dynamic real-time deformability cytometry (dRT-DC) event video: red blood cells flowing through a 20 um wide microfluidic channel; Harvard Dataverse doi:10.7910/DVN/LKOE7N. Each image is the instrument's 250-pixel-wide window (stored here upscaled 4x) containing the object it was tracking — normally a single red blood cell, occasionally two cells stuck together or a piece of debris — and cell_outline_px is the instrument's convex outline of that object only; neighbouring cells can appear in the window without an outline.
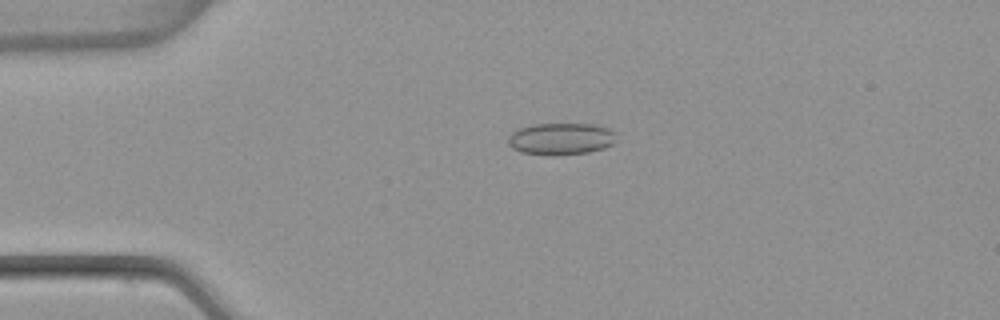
{"species": "common noctule bat (a hibernating species)", "species_latin": "Nyctalus noctula", "temperature_condition": "warm", "stored_images_in_passage": 53, "camera_frame_rate_fps": 3000, "um_per_image_px": 0.085, "animal": {"sex": "female", "body_mass_g": 22.7, "forearm_length_mm": 54.2}, "frame": {"image": 1, "passage_image": 12, "time_ms": 3.667, "image_size_px": [1000, 320], "cell_outline_px": [[616, 140], [612, 144], [604, 148], [588, 152], [556, 156], [552, 156], [520, 152], [512, 148], [508, 144], [508, 136], [512, 132], [520, 128], [536, 124], [592, 124], [608, 128], [616, 132]], "centroid_in_image_um": [47.68, 11.81], "position_along_channel_um": 37.3, "area_um2": 20.29}}
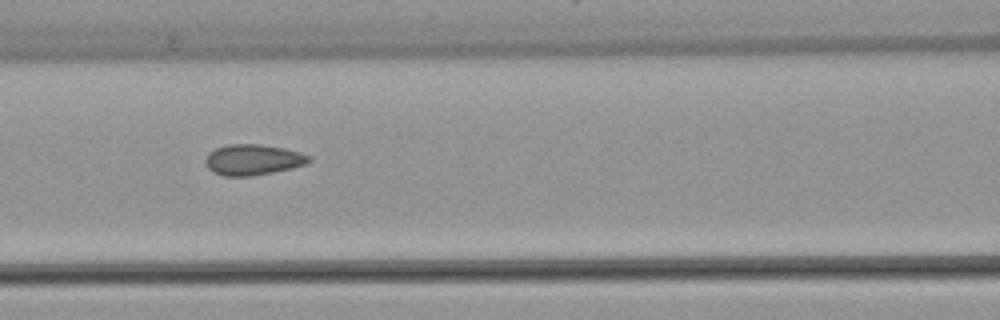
{"frame": {"image": 2, "passage_image": 23, "time_ms": 7.333, "image_size_px": [1000, 320], "cell_outline_px": [[312, 160], [308, 164], [292, 168], [272, 172], [248, 176], [224, 176], [212, 172], [208, 168], [204, 160], [208, 152], [216, 148], [228, 144], [260, 144], [284, 148], [300, 152], [312, 156]], "centroid_in_image_um": [21.51, 13.57], "position_along_channel_um": 145.1, "area_um2": 18.73}}
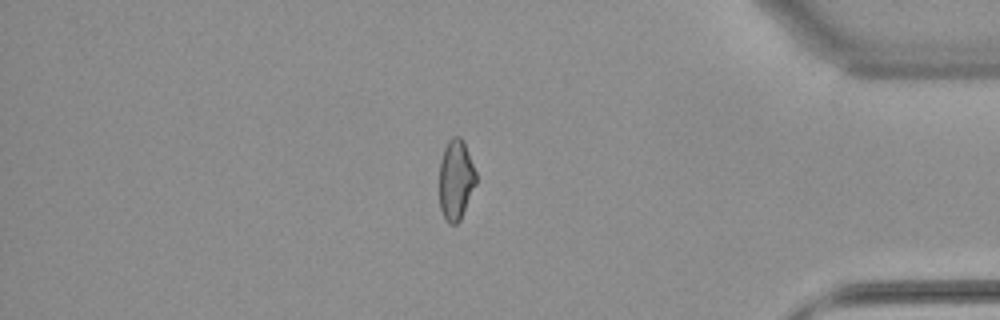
{"frame": {"image": 3, "passage_image": 45, "time_ms": 14.667, "image_size_px": [1000, 320], "cell_outline_px": [[476, 184], [460, 220], [456, 224], [448, 224], [440, 208], [440, 160], [444, 148], [448, 140], [452, 136], [460, 136], [464, 140], [476, 172]], "centroid_in_image_um": [38.75, 15.25], "position_along_channel_um": 396.4, "area_um2": 17.22}, "authors_computed_cell_mechanics": {"area_um2": 18.1492, "velocity_mm_per_s": 3.8655, "shape_relaxation_time_tau1_ms": null, "shape_relaxation_time_tau2_ms": 1.3013, "deformation_change_tau1": null, "deformation_change_tau2": 0.0603}}